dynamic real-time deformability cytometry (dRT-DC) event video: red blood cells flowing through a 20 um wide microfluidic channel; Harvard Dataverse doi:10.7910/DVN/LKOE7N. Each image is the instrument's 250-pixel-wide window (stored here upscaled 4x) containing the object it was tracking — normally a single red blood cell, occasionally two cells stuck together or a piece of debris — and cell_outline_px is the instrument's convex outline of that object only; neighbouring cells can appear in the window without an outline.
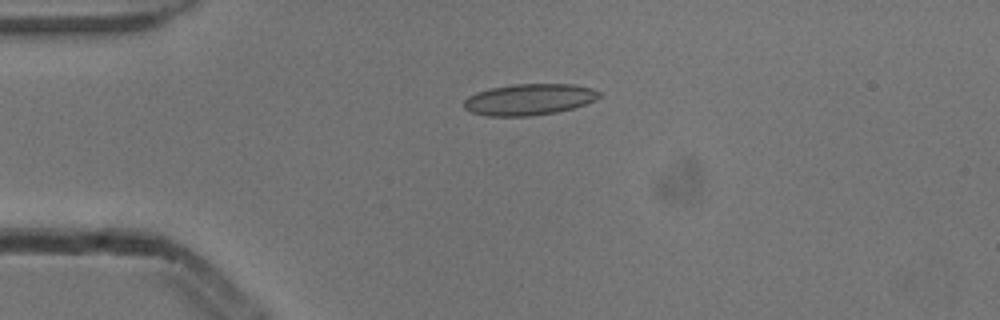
{"species": "common noctule bat (a hibernating species)", "species_latin": "Nyctalus noctula", "temperature_condition": "cold", "stored_images_in_passage": 41, "camera_frame_rate_fps": 3000, "um_per_image_px": 0.085, "animal": {"sex": "male", "body_mass_g": 13.3}, "frame": {"image": 1, "passage_image": 1, "time_ms": 0.0, "image_size_px": [1000, 320], "cell_outline_px": [[600, 96], [596, 100], [572, 108], [556, 112], [528, 116], [484, 116], [472, 112], [464, 108], [464, 100], [468, 96], [476, 92], [492, 88], [512, 84], [572, 84], [592, 88], [600, 92]], "centroid_in_image_um": [44.96, 8.45], "position_along_channel_um": 40.0, "area_um2": 24.62}}
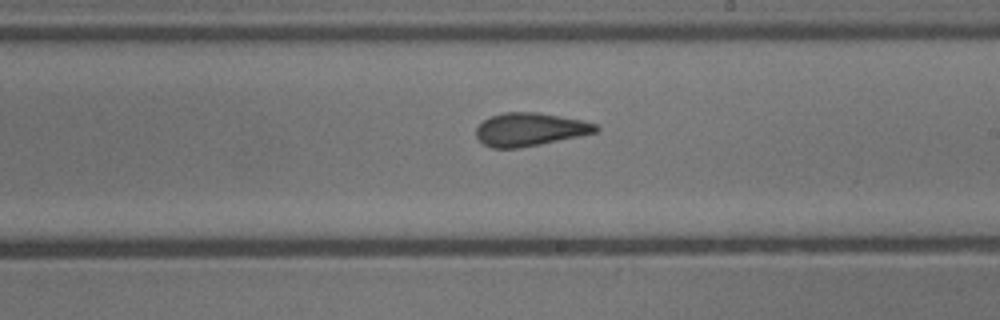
{"frame": {"image": 2, "passage_image": 19, "time_ms": 6.0, "image_size_px": [1000, 320], "cell_outline_px": [[600, 128], [596, 132], [540, 144], [520, 148], [492, 148], [484, 144], [476, 136], [476, 128], [484, 120], [492, 116], [504, 112], [536, 112], [584, 120], [596, 124]], "centroid_in_image_um": [45.04, 11.0], "position_along_channel_um": 244.0, "area_um2": 22.95}}
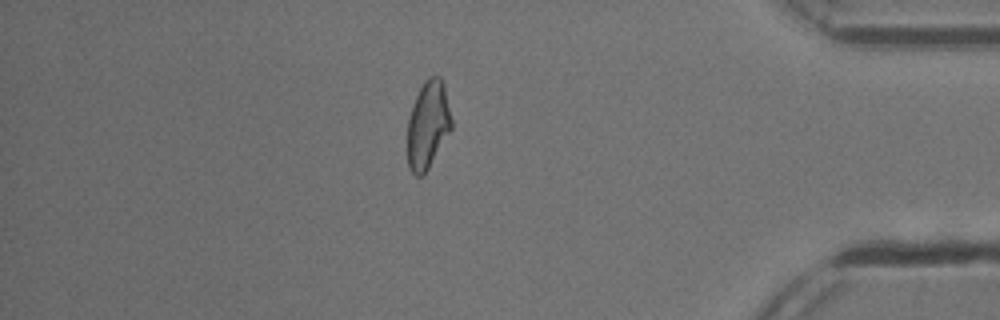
{"frame": {"image": 3, "passage_image": 34, "time_ms": 11.0, "image_size_px": [1000, 320], "cell_outline_px": [[452, 128], [424, 176], [416, 176], [408, 168], [408, 116], [416, 96], [424, 80], [428, 76], [440, 76], [444, 84], [452, 120]], "centroid_in_image_um": [36.37, 10.61], "position_along_channel_um": 398.8, "area_um2": 22.6}, "authors_computed_cell_mechanics": {"area_um2": 22.9466, "velocity_mm_per_s": 3.864, "shape_relaxation_time_tau1_ms": null, "shape_relaxation_time_tau2_ms": 2.1457, "deformation_change_tau1": null, "deformation_change_tau2": 0.1046}}